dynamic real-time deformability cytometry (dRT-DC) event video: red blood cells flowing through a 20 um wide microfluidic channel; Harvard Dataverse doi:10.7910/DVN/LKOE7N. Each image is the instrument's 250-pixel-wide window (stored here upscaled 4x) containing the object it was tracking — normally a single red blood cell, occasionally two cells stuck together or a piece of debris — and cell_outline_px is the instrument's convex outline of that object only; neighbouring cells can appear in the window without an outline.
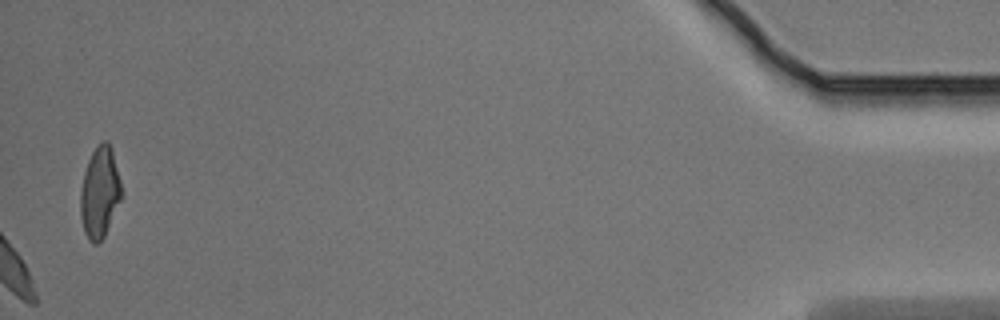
{"species": "Egyptian fruit bat (a non-hibernating species)", "species_latin": "Rousettus aegyptiacus", "temperature_condition": "warm", "stored_images_in_passage": 42, "camera_frame_rate_fps": 3000, "um_per_image_px": 0.085, "animal": {"sex": "male"}, "frame": {"image": 1, "passage_image": 42, "time_ms": 13.667, "image_size_px": [1000, 320], "cell_outline_px": [[124, 196], [104, 236], [96, 244], [92, 244], [88, 240], [84, 232], [80, 216], [80, 192], [84, 172], [88, 160], [92, 152], [104, 140], [112, 148], [124, 192]], "centroid_in_image_um": [8.5, 16.39], "position_along_channel_um": 426.7, "area_um2": 22.14}}